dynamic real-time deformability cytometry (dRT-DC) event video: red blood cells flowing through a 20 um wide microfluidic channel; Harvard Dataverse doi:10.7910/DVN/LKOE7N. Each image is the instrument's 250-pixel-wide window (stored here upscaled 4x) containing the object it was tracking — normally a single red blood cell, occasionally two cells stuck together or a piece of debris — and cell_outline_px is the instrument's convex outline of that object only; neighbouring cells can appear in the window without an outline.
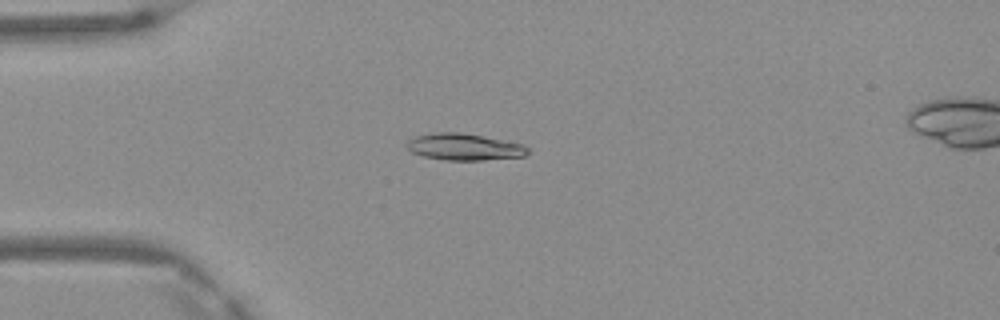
{"species": "Egyptian fruit bat (a non-hibernating species)", "species_latin": "Rousettus aegyptiacus", "temperature_condition": "warm", "stored_images_in_passage": 6, "camera_frame_rate_fps": 3000, "um_per_image_px": 0.085, "frame": {"image": 1, "passage_image": 4, "time_ms": 1.0, "image_size_px": [1000, 320], "cell_outline_px": [[528, 152], [524, 156], [484, 160], [444, 160], [424, 156], [412, 152], [404, 144], [408, 140], [416, 136], [436, 132], [460, 132], [524, 144], [528, 148]], "centroid_in_image_um": [39.44, 12.49], "position_along_channel_um": 45.6, "area_um2": 18.73}}
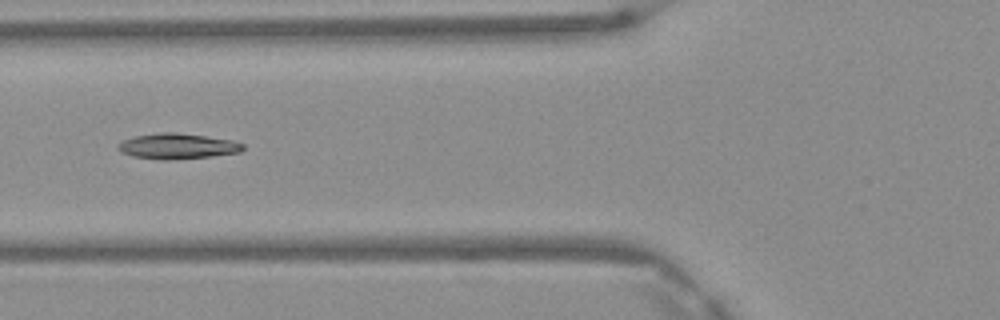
{"frame": {"image": 2, "passage_image": 6, "time_ms": 1.667, "image_size_px": [1000, 320], "cell_outline_px": [[244, 148], [240, 152], [212, 156], [164, 160], [160, 160], [132, 156], [120, 152], [116, 148], [116, 144], [124, 140], [136, 136], [160, 132], [176, 132], [232, 140], [244, 144]], "centroid_in_image_um": [15.05, 12.43], "position_along_channel_um": 110.8, "area_um2": 18.55}}